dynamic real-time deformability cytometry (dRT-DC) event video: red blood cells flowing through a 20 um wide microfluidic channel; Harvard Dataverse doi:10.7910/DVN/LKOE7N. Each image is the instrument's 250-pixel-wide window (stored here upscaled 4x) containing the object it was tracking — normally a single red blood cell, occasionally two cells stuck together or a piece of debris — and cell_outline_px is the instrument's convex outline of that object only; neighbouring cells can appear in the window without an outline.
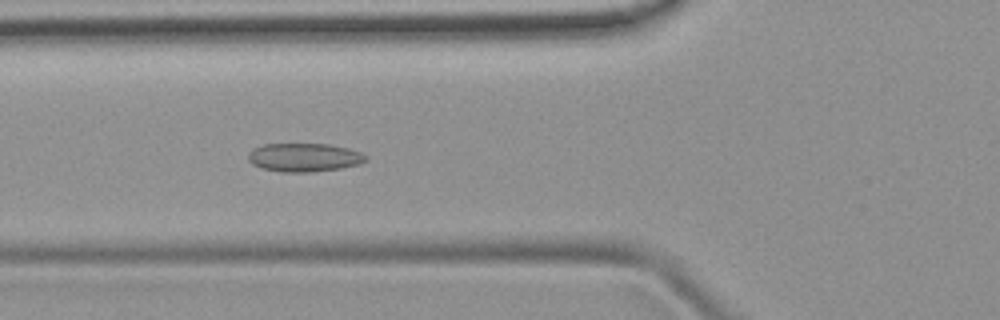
{"species": "common noctule bat (a hibernating species)", "species_latin": "Nyctalus noctula", "temperature_condition": "room temperature", "stored_images_in_passage": 49, "camera_frame_rate_fps": 3000, "um_per_image_px": 0.085, "animal": {"sex": "female", "body_mass_g": 19.9}, "frame": {"image": 1, "passage_image": 18, "time_ms": 5.667, "image_size_px": [1000, 320], "cell_outline_px": [[368, 160], [360, 164], [340, 168], [312, 172], [280, 172], [264, 168], [252, 164], [248, 160], [248, 152], [252, 148], [264, 144], [328, 144], [348, 148], [360, 152], [368, 156]], "centroid_in_image_um": [25.86, 13.38], "position_along_channel_um": 99.9, "area_um2": 19.65}}
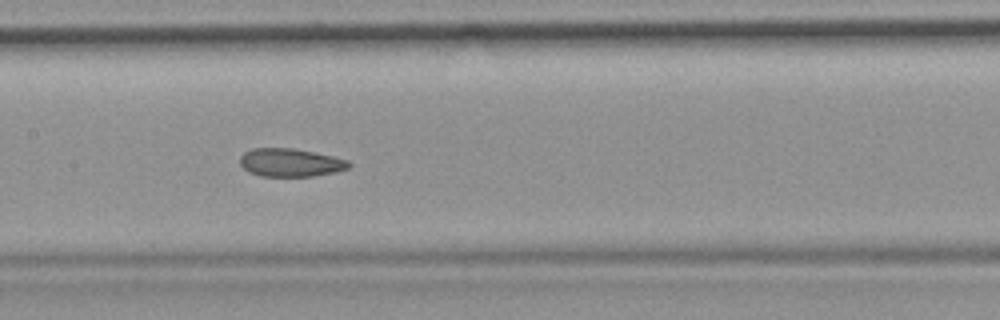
{"frame": {"image": 2, "passage_image": 24, "time_ms": 7.667, "image_size_px": [1000, 320], "cell_outline_px": [[352, 164], [348, 168], [336, 172], [312, 176], [260, 176], [248, 172], [240, 164], [240, 156], [244, 152], [252, 148], [292, 148], [332, 156], [348, 160]], "centroid_in_image_um": [24.67, 13.82], "position_along_channel_um": 182.7, "area_um2": 17.86}}
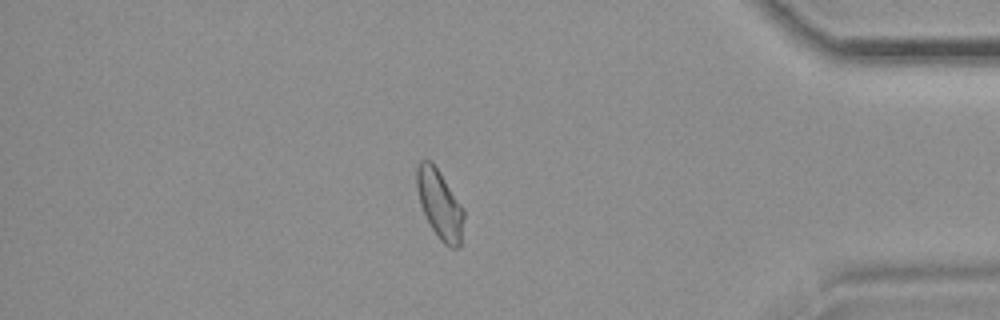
{"frame": {"image": 3, "passage_image": 42, "time_ms": 13.667, "image_size_px": [1000, 320], "cell_outline_px": [[464, 216], [460, 244], [456, 248], [448, 248], [440, 240], [432, 228], [420, 204], [416, 188], [416, 168], [420, 160], [432, 160], [464, 208]], "centroid_in_image_um": [37.37, 17.34], "position_along_channel_um": 397.8, "area_um2": 18.96}}